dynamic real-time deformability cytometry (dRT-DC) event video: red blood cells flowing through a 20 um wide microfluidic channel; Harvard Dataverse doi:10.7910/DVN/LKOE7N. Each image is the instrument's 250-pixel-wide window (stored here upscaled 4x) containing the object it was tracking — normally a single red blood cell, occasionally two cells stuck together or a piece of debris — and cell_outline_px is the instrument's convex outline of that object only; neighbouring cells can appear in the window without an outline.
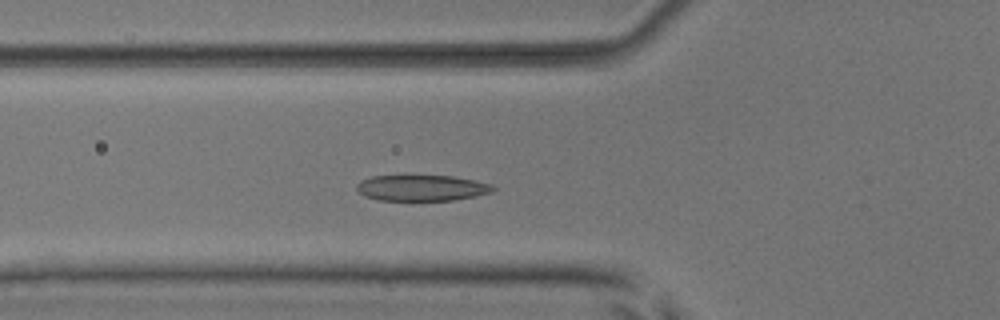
{"species": "common noctule bat (a hibernating species)", "species_latin": "Nyctalus noctula", "temperature_condition": "room temperature", "stored_images_in_passage": 36, "camera_frame_rate_fps": 3000, "um_per_image_px": 0.085, "animal": {"sex": "male", "body_mass_g": 17.9, "forearm_length_mm": 54.2}, "frame": {"image": 1, "passage_image": 2, "time_ms": 0.333, "image_size_px": [1000, 320], "cell_outline_px": [[496, 188], [492, 192], [476, 196], [456, 200], [412, 204], [376, 200], [364, 196], [356, 188], [356, 184], [360, 180], [372, 176], [452, 176], [476, 180], [492, 184]], "centroid_in_image_um": [35.83, 16.03], "position_along_channel_um": 90.0, "area_um2": 21.85}}
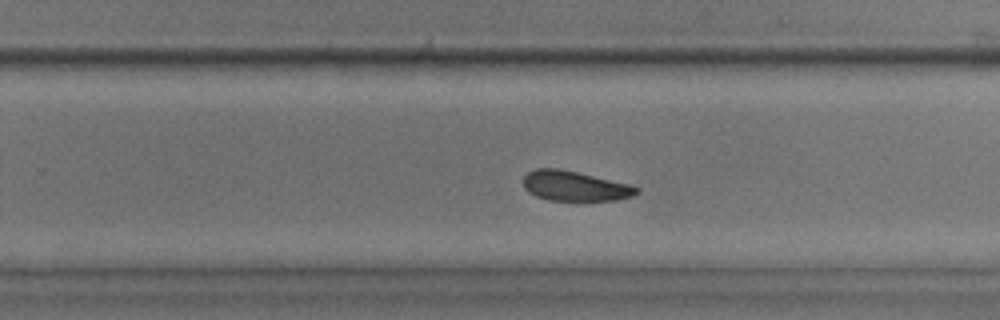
{"frame": {"image": 2, "passage_image": 17, "time_ms": 5.333, "image_size_px": [1000, 320], "cell_outline_px": [[640, 192], [632, 196], [616, 200], [548, 200], [536, 196], [528, 192], [524, 188], [524, 176], [528, 172], [536, 168], [556, 168], [576, 172], [632, 184], [640, 188]], "centroid_in_image_um": [48.88, 15.81], "position_along_channel_um": 280.9, "area_um2": 19.77}}
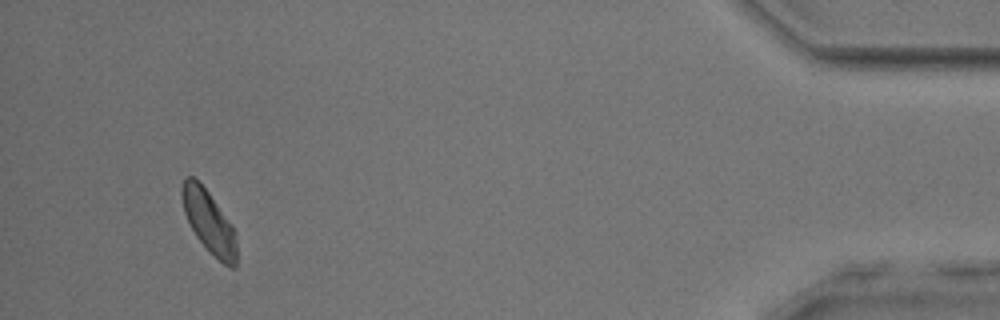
{"frame": {"image": 3, "passage_image": 33, "time_ms": 10.667, "image_size_px": [1000, 320], "cell_outline_px": [[236, 268], [228, 268], [208, 252], [196, 236], [184, 212], [180, 192], [180, 188], [184, 176], [192, 176], [208, 192], [232, 224], [236, 236]], "centroid_in_image_um": [17.76, 18.88], "position_along_channel_um": 417.4, "area_um2": 20.06}}